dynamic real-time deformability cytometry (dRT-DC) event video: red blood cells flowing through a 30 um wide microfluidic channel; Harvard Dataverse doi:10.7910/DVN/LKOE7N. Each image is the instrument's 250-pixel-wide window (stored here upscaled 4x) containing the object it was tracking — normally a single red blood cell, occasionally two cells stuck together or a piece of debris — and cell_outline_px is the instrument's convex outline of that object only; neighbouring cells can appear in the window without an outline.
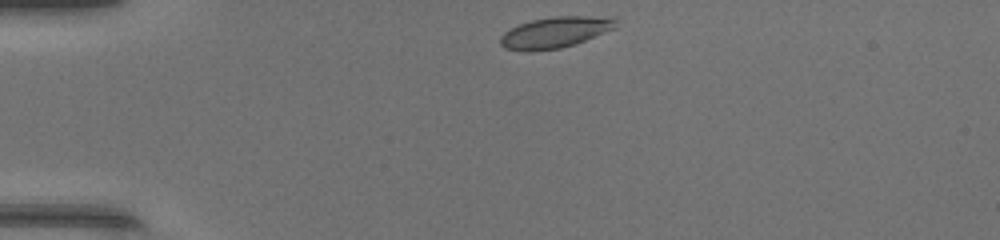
{"species": "common noctule bat (a hibernating species)", "species_latin": "Nyctalus noctula", "temperature_condition": "warm", "stored_images_in_passage": 38, "camera_frame_rate_fps": 3000, "um_per_image_px": 0.085, "animal": {"sex": "female", "body_mass_g": 17.0, "forearm_length_mm": 48.0}, "frame": {"image": 1, "passage_image": 1, "time_ms": 0.0, "image_size_px": [1000, 240], "cell_outline_px": [[616, 28], [576, 44], [560, 48], [532, 52], [504, 48], [500, 44], [500, 36], [504, 32], [520, 24], [532, 20], [552, 16], [616, 16]], "centroid_in_image_um": [47.22, 2.75], "position_along_channel_um": 37.8, "area_um2": 21.15}}
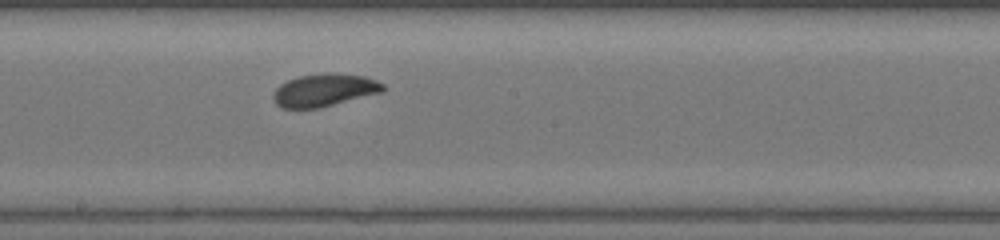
{"frame": {"image": 2, "passage_image": 17, "time_ms": 5.333, "image_size_px": [1000, 240], "cell_outline_px": [[384, 92], [316, 108], [280, 108], [272, 100], [272, 96], [276, 88], [280, 84], [288, 80], [300, 76], [332, 72], [364, 76], [376, 80], [384, 84]], "centroid_in_image_um": [27.56, 7.66], "position_along_channel_um": 220.6, "area_um2": 20.87}}
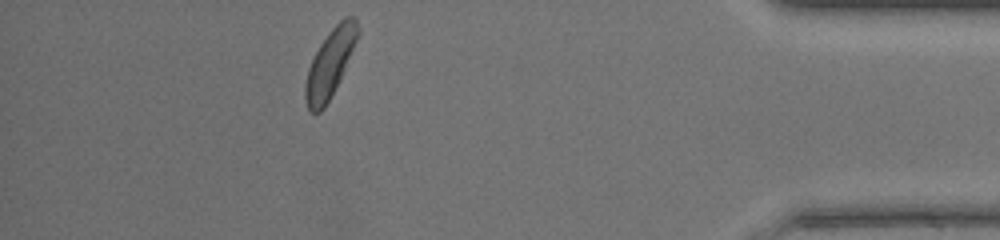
{"frame": {"image": 3, "passage_image": 33, "time_ms": 10.667, "image_size_px": [1000, 240], "cell_outline_px": [[360, 32], [344, 68], [324, 108], [320, 112], [312, 112], [308, 108], [304, 100], [304, 84], [308, 68], [320, 44], [328, 32], [344, 16], [356, 16], [360, 28]], "centroid_in_image_um": [28.04, 5.33], "position_along_channel_um": 407.2, "area_um2": 20.29}, "authors_computed_cell_mechanics": {"area_um2": 20.3745, "velocity_mm_per_s": 4.3417, "shape_relaxation_time_tau1_ms": 2.2042, "shape_relaxation_time_tau2_ms": null, "deformation_change_tau1": 0.0894, "deformation_change_tau2": null}}